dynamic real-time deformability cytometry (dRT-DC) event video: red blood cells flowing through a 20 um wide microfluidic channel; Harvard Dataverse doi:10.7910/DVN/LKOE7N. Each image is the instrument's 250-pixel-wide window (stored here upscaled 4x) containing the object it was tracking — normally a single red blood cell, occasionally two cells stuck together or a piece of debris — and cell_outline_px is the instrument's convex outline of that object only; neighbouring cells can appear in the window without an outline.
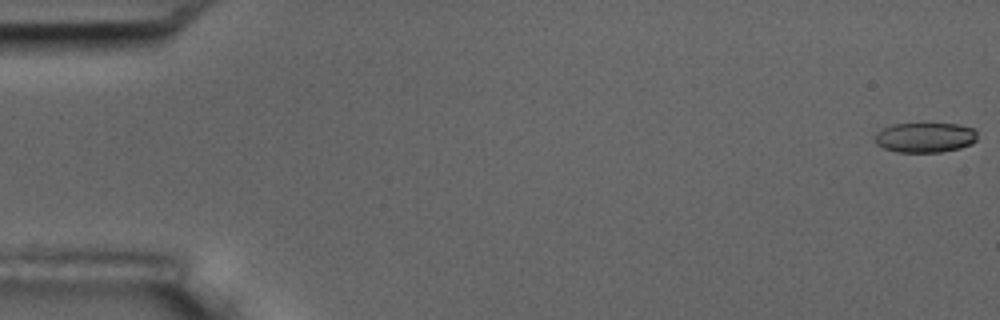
{"species": "common noctule bat (a hibernating species)", "species_latin": "Nyctalus noctula", "temperature_condition": "room temperature", "stored_images_in_passage": 6, "camera_frame_rate_fps": 3000, "um_per_image_px": 0.085, "animal": {"sex": "male", "body_mass_g": 17.5, "forearm_length_mm": 52.3}, "frame": {"image": 1, "passage_image": 1, "time_ms": 0.0, "image_size_px": [1000, 320], "cell_outline_px": [[976, 140], [972, 144], [960, 148], [940, 152], [896, 152], [884, 148], [876, 144], [876, 132], [892, 124], [960, 124], [972, 128], [976, 132]], "centroid_in_image_um": [78.64, 11.69], "position_along_channel_um": 6.4, "area_um2": 17.8}}
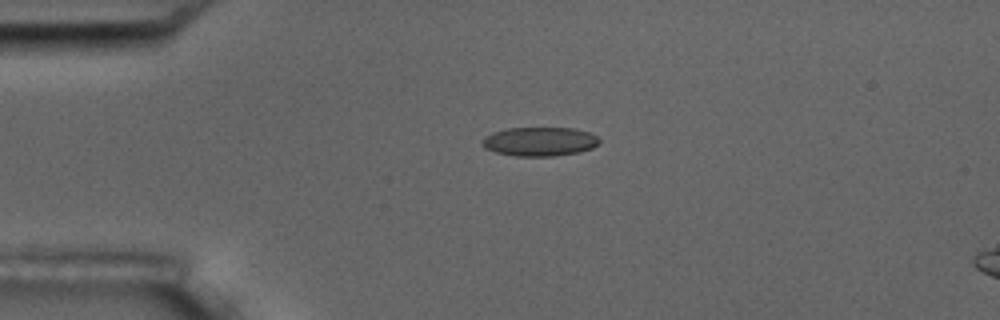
{"frame": {"image": 2, "passage_image": 4, "time_ms": 4.333, "image_size_px": [1000, 320], "cell_outline_px": [[600, 144], [592, 148], [580, 152], [556, 156], [516, 156], [496, 152], [484, 148], [484, 136], [492, 132], [508, 128], [576, 128], [588, 132], [596, 136], [600, 140]], "centroid_in_image_um": [45.91, 12.03], "position_along_channel_um": 39.1, "area_um2": 19.83}}